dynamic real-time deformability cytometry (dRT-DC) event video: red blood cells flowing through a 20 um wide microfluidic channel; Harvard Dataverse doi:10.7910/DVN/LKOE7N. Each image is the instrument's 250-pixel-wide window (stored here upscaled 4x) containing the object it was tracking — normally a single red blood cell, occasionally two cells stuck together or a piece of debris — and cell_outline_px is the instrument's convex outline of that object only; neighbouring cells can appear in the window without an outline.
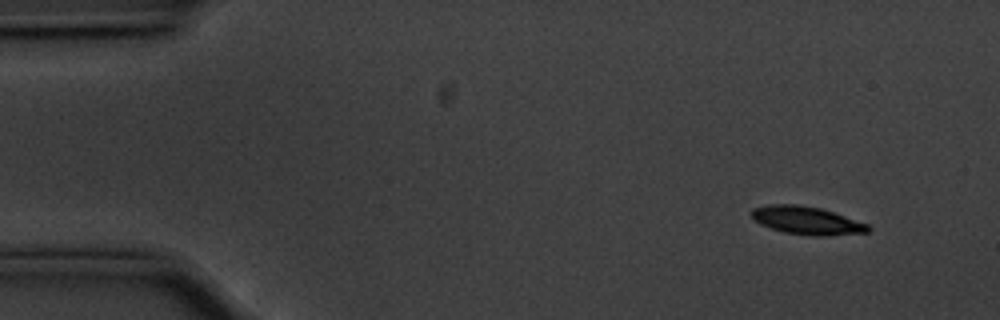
{"species": "common noctule bat (a hibernating species)", "species_latin": "Nyctalus noctula", "temperature_condition": "cold", "stored_images_in_passage": 55, "camera_frame_rate_fps": 3000, "um_per_image_px": 0.085, "animal": {"sex": "male", "body_mass_g": 20.1, "forearm_length_mm": 53.5}, "frame": {"image": 1, "passage_image": 4, "time_ms": 1.0, "image_size_px": [1000, 320], "cell_outline_px": [[872, 228], [868, 232], [824, 236], [816, 236], [784, 232], [760, 224], [752, 216], [752, 208], [772, 204], [796, 204], [820, 208], [868, 224]], "centroid_in_image_um": [68.59, 18.74], "position_along_channel_um": 16.4, "area_um2": 18.73}}
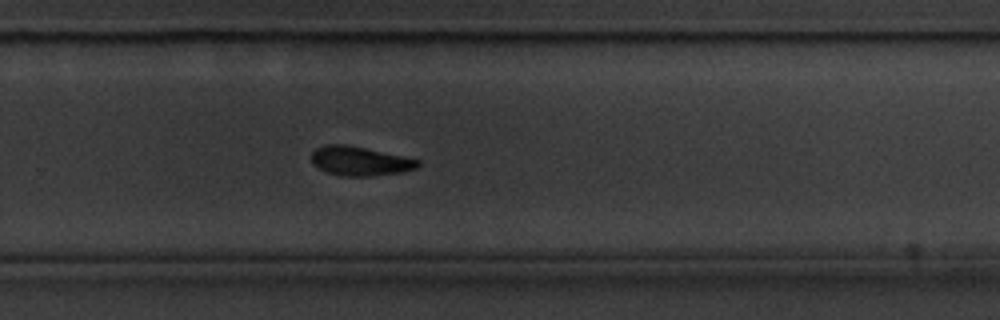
{"frame": {"image": 2, "passage_image": 36, "time_ms": 11.667, "image_size_px": [1000, 320], "cell_outline_px": [[420, 164], [416, 168], [400, 172], [372, 176], [340, 176], [328, 172], [312, 164], [312, 152], [316, 148], [324, 144], [348, 144], [420, 160]], "centroid_in_image_um": [30.57, 13.68], "position_along_channel_um": 299.2, "area_um2": 18.03}}
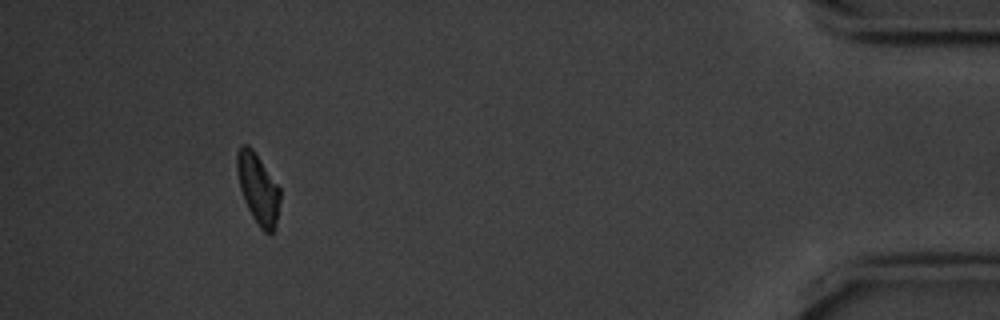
{"frame": {"image": 3, "passage_image": 51, "time_ms": 16.667, "image_size_px": [1000, 320], "cell_outline_px": [[280, 200], [276, 228], [272, 232], [264, 232], [260, 228], [252, 216], [244, 200], [240, 188], [236, 172], [236, 152], [240, 144], [248, 144], [252, 148], [280, 188]], "centroid_in_image_um": [21.92, 16.01], "position_along_channel_um": 413.3, "area_um2": 17.74}, "authors_computed_cell_mechanics": {"area_um2": 18.785, "velocity_mm_per_s": 3.5411, "shape_relaxation_time_tau1_ms": 2.2165, "shape_relaxation_time_tau2_ms": null, "deformation_change_tau1": 0.1109, "deformation_change_tau2": null}}